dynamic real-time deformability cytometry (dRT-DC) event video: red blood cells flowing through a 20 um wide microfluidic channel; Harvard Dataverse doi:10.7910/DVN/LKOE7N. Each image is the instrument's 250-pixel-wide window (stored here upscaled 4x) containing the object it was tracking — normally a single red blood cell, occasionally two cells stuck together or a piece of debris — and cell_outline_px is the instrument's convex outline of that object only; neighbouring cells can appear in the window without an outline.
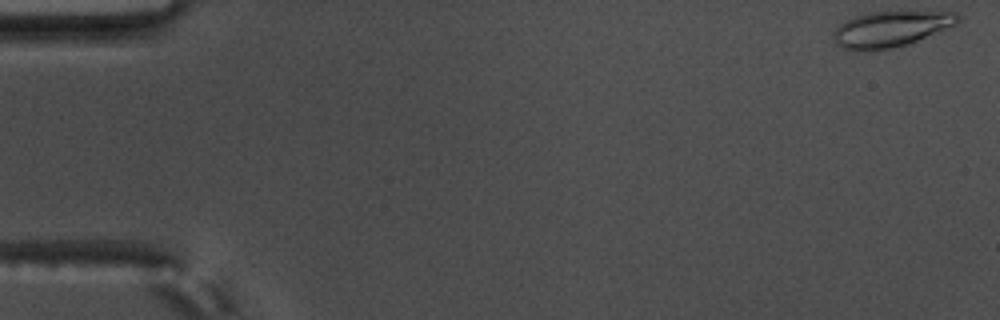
{"species": "common noctule bat (a hibernating species)", "species_latin": "Nyctalus noctula", "temperature_condition": "warm", "stored_images_in_passage": 56, "camera_frame_rate_fps": 3000, "um_per_image_px": 0.085, "animal": {"sex": "male", "body_mass_g": 17.5, "forearm_length_mm": 52.3}, "frame": {"image": 1, "passage_image": 1, "time_ms": 0.0, "image_size_px": [1000, 320], "cell_outline_px": [[960, 20], [956, 24], [908, 44], [892, 48], [868, 52], [844, 48], [836, 44], [832, 40], [832, 32], [840, 24], [852, 16], [872, 12], [956, 12], [960, 16]], "centroid_in_image_um": [75.65, 2.48], "position_along_channel_um": 9.3, "area_um2": 25.89}}
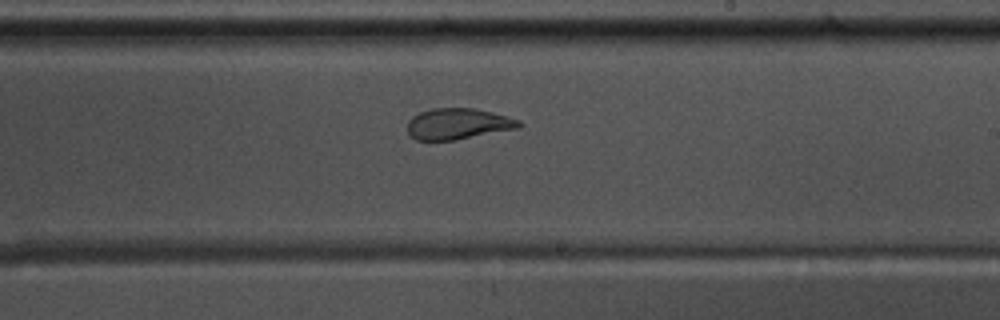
{"frame": {"image": 2, "passage_image": 33, "time_ms": 10.667, "image_size_px": [1000, 320], "cell_outline_px": [[524, 124], [520, 128], [456, 140], [416, 140], [408, 136], [408, 120], [412, 116], [420, 112], [432, 108], [476, 108], [508, 116], [520, 120]], "centroid_in_image_um": [38.95, 10.53], "position_along_channel_um": 250.1, "area_um2": 20.52}}
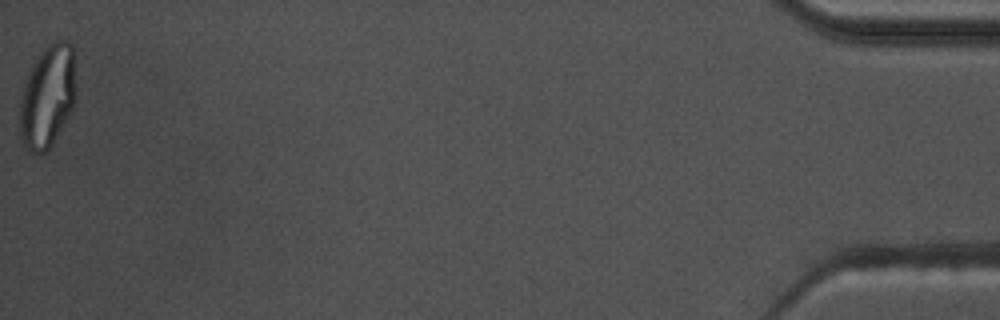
{"frame": {"image": 3, "passage_image": 56, "time_ms": 18.333, "image_size_px": [1000, 320], "cell_outline_px": [[76, 100], [72, 112], [52, 144], [40, 156], [24, 148], [20, 140], [20, 100], [24, 80], [36, 56], [48, 44], [56, 40], [68, 40], [72, 44], [76, 92]], "centroid_in_image_um": [4.04, 8.2], "position_along_channel_um": 431.2, "area_um2": 34.39}, "authors_computed_cell_mechanics": {"area_um2": 23.3223, "velocity_mm_per_s": 3.636, "shape_relaxation_time_tau1_ms": null, "shape_relaxation_time_tau2_ms": 0.9267, "deformation_change_tau1": null, "deformation_change_tau2": 0.0702}}